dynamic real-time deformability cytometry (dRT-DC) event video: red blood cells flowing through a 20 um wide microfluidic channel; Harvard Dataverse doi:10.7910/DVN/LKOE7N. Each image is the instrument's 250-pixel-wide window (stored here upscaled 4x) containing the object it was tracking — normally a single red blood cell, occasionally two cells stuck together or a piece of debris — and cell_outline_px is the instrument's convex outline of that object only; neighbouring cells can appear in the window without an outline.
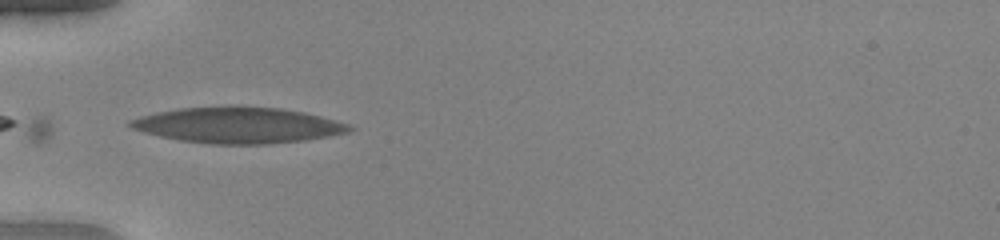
{"species": "human", "species_latin": "Homo sapiens", "temperature_condition": "warm", "stored_images_in_passage": 24, "camera_frame_rate_fps": 3000, "um_per_image_px": 0.085, "donor": {"sex": "female"}, "frame": {"image": 1, "passage_image": 1, "time_ms": 0.0, "image_size_px": [1000, 240], "cell_outline_px": [[356, 128], [348, 132], [308, 140], [268, 144], [212, 144], [180, 140], [160, 136], [144, 132], [132, 128], [124, 124], [128, 120], [140, 116], [156, 112], [180, 108], [232, 104], [236, 104], [280, 108], [304, 112], [336, 120], [348, 124]], "centroid_in_image_um": [20.21, 10.62], "position_along_channel_um": 64.8, "area_um2": 46.64}}
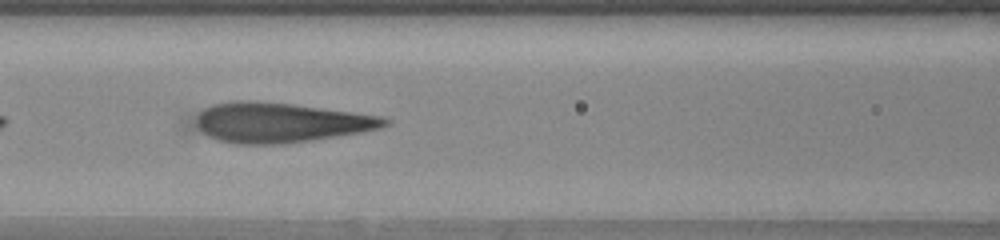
{"frame": {"image": 2, "passage_image": 7, "time_ms": 2.0, "image_size_px": [1000, 240], "cell_outline_px": [[392, 120], [388, 124], [380, 128], [360, 132], [312, 140], [280, 144], [236, 144], [180, 136], [180, 128], [184, 120], [196, 112], [212, 104], [236, 100], [248, 100], [292, 104], [384, 116]], "centroid_in_image_um": [23.31, 10.45], "position_along_channel_um": 143.3, "area_um2": 47.16}}
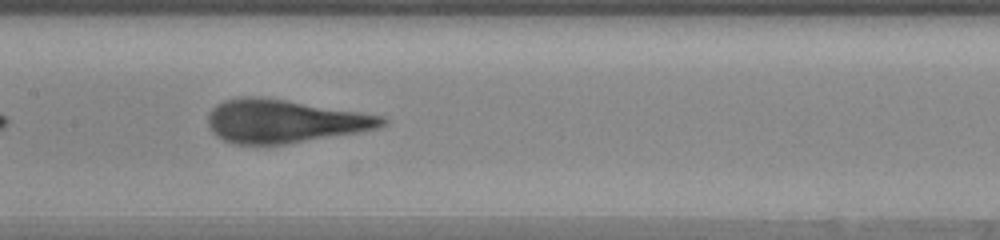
{"frame": {"image": 3, "passage_image": 10, "time_ms": 3.0, "image_size_px": [1000, 240], "cell_outline_px": [[388, 124], [380, 128], [360, 132], [284, 144], [232, 144], [216, 136], [208, 128], [208, 112], [216, 104], [224, 100], [236, 96], [264, 96], [384, 116], [388, 120]], "centroid_in_image_um": [24.15, 10.28], "position_along_channel_um": 183.3, "area_um2": 44.39}}